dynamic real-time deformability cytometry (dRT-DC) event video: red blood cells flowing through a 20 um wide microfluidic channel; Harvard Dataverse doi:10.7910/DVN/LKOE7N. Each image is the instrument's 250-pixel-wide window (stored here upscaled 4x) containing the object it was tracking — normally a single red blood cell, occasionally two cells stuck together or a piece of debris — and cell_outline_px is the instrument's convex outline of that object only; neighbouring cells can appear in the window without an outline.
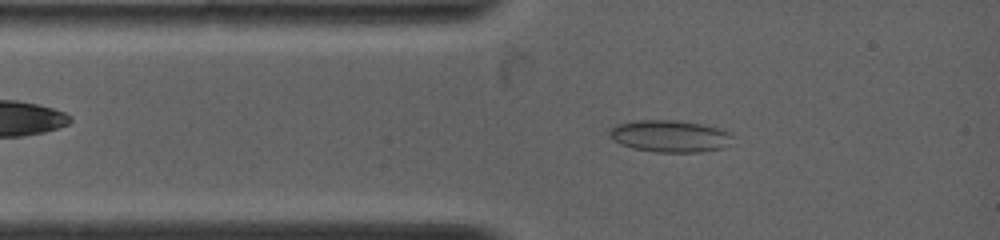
{"species": "common noctule bat (a hibernating species)", "species_latin": "Nyctalus noctula", "temperature_condition": "warm", "stored_images_in_passage": 14, "camera_frame_rate_fps": 4500, "um_per_image_px": 0.085, "animal": {"sex": "female", "body_mass_g": 19.0, "forearm_length_mm": 53.3}, "frame": {"image": 1, "passage_image": 3, "time_ms": 0.889, "image_size_px": [1000, 240], "cell_outline_px": [[732, 136], [720, 148], [696, 152], [656, 152], [636, 148], [620, 144], [608, 132], [616, 124], [636, 120], [680, 120], [700, 124], [716, 128], [728, 132]], "centroid_in_image_um": [56.87, 11.55], "position_along_channel_um": 28.1, "area_um2": 22.25}}
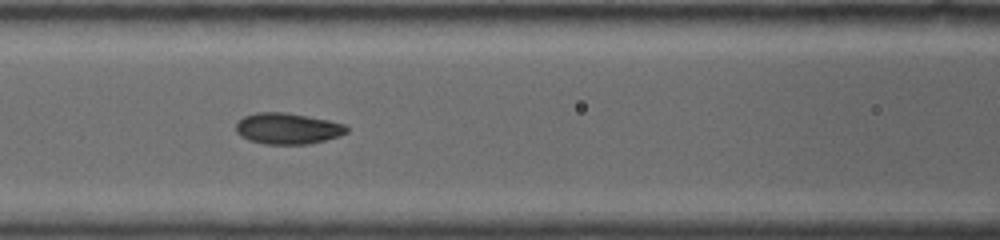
{"frame": {"image": 2, "passage_image": 11, "time_ms": 4.0, "image_size_px": [1000, 240], "cell_outline_px": [[348, 132], [340, 136], [308, 144], [264, 144], [248, 140], [236, 132], [236, 124], [244, 116], [256, 112], [280, 112], [328, 120], [344, 124], [348, 128]], "centroid_in_image_um": [24.44, 10.93], "position_along_channel_um": 142.2, "area_um2": 19.88}}
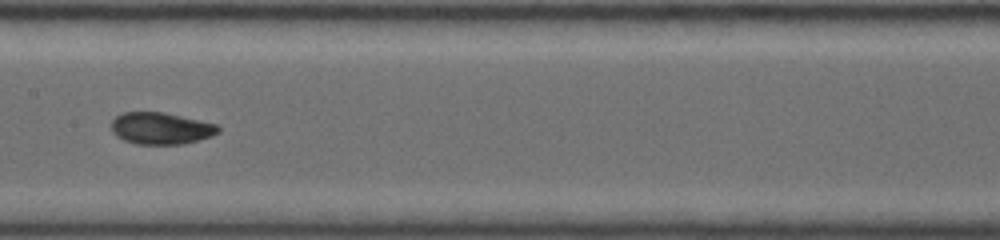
{"frame": {"image": 3, "passage_image": 13, "time_ms": 5.333, "image_size_px": [1000, 240], "cell_outline_px": [[220, 132], [212, 136], [200, 140], [184, 144], [136, 144], [124, 140], [116, 136], [112, 128], [112, 120], [116, 116], [124, 112], [160, 112], [216, 124], [220, 128]], "centroid_in_image_um": [13.68, 10.92], "position_along_channel_um": 193.7, "area_um2": 19.65}}